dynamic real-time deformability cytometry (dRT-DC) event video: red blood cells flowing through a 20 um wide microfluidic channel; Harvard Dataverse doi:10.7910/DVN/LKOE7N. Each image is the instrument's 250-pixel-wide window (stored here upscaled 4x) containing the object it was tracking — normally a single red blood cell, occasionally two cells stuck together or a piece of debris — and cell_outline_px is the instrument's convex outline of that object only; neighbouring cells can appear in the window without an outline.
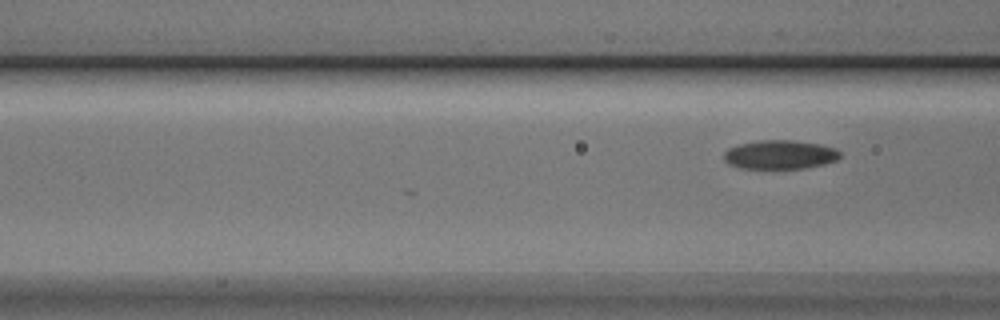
{"species": "Egyptian fruit bat (a non-hibernating species)", "species_latin": "Rousettus aegyptiacus", "temperature_condition": "cold", "stored_images_in_passage": 9, "camera_frame_rate_fps": 3000, "um_per_image_px": 0.085, "animal": {"sex": "male"}, "frame": {"image": 1, "passage_image": 9, "time_ms": 2.667, "image_size_px": [1000, 320], "cell_outline_px": [[840, 156], [836, 160], [824, 164], [804, 168], [740, 168], [728, 164], [724, 160], [724, 152], [728, 148], [740, 144], [760, 140], [792, 140], [820, 144], [836, 148], [840, 152]], "centroid_in_image_um": [66.29, 13.14], "position_along_channel_um": 100.3, "area_um2": 19.54}}